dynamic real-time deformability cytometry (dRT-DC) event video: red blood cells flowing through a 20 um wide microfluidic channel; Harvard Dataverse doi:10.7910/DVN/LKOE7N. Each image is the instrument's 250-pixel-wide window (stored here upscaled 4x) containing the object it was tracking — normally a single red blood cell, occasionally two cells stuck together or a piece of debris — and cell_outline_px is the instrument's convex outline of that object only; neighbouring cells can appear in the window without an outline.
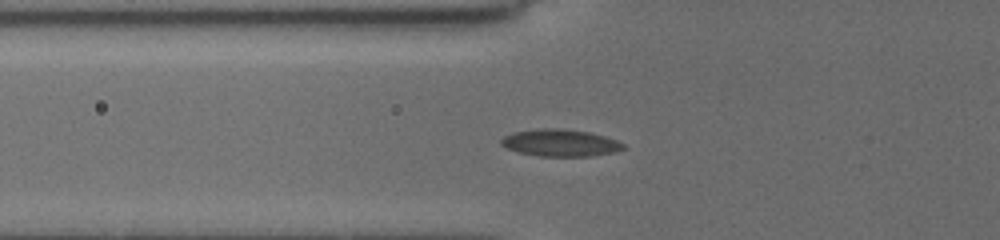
{"species": "common noctule bat (a hibernating species)", "species_latin": "Nyctalus noctula", "temperature_condition": "cold", "stored_images_in_passage": 13, "camera_frame_rate_fps": 3000, "um_per_image_px": 0.085, "animal": {"sex": "female", "body_mass_g": 19.5, "forearm_length_mm": 54.1}, "frame": {"image": 1, "passage_image": 8, "time_ms": 6.333, "image_size_px": [1000, 240], "cell_outline_px": [[624, 148], [616, 152], [592, 156], [540, 156], [520, 152], [508, 148], [500, 144], [500, 140], [504, 136], [512, 132], [540, 128], [556, 128], [588, 132], [604, 136], [616, 140], [624, 144]], "centroid_in_image_um": [47.62, 12.14], "position_along_channel_um": 78.2, "area_um2": 19.13}}
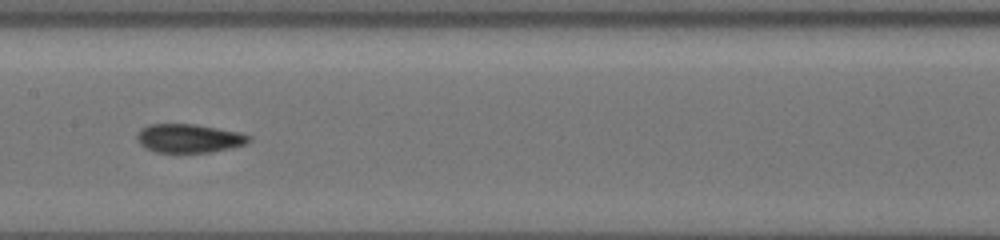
{"frame": {"image": 2, "passage_image": 11, "time_ms": 9.333, "image_size_px": [1000, 240], "cell_outline_px": [[252, 140], [244, 144], [232, 148], [212, 152], [156, 152], [144, 148], [140, 144], [136, 136], [136, 132], [140, 128], [148, 124], [196, 124], [240, 132], [252, 136]], "centroid_in_image_um": [16.06, 11.75], "position_along_channel_um": 191.3, "area_um2": 18.96}}
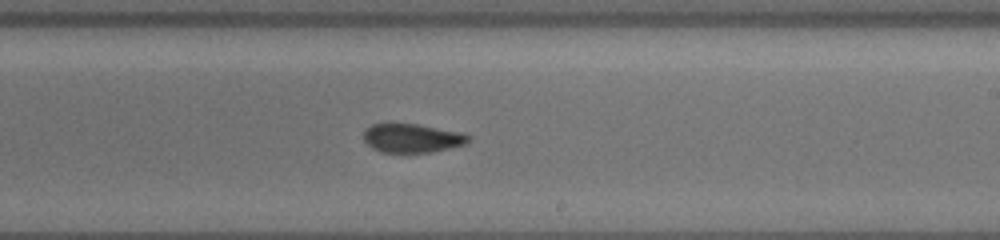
{"frame": {"image": 3, "passage_image": 13, "time_ms": 11.0, "image_size_px": [1000, 240], "cell_outline_px": [[472, 136], [464, 144], [432, 152], [380, 152], [372, 148], [364, 140], [364, 132], [372, 124], [416, 124], [464, 132]], "centroid_in_image_um": [35.05, 11.74], "position_along_channel_um": 253.9, "area_um2": 17.46}}